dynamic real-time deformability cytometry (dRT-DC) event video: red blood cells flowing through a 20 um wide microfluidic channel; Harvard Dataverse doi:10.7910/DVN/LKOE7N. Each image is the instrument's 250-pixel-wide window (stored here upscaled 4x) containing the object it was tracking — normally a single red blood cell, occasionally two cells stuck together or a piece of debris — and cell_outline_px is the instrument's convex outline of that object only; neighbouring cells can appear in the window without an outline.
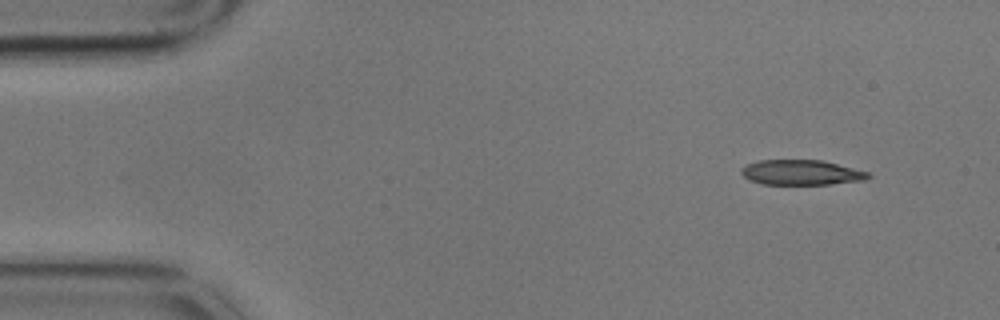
{"species": "common noctule bat (a hibernating species)", "species_latin": "Nyctalus noctula", "temperature_condition": "cold", "stored_images_in_passage": 4, "camera_frame_rate_fps": 3000, "um_per_image_px": 0.085, "animal": {"sex": "male", "body_mass_g": 17.9}, "frame": {"image": 1, "passage_image": 1, "time_ms": 0.0, "image_size_px": [1000, 320], "cell_outline_px": [[872, 176], [864, 180], [828, 184], [764, 184], [752, 180], [744, 176], [740, 172], [740, 168], [744, 164], [760, 160], [824, 160], [868, 172]], "centroid_in_image_um": [68.1, 14.65], "position_along_channel_um": 16.9, "area_um2": 18.5}}
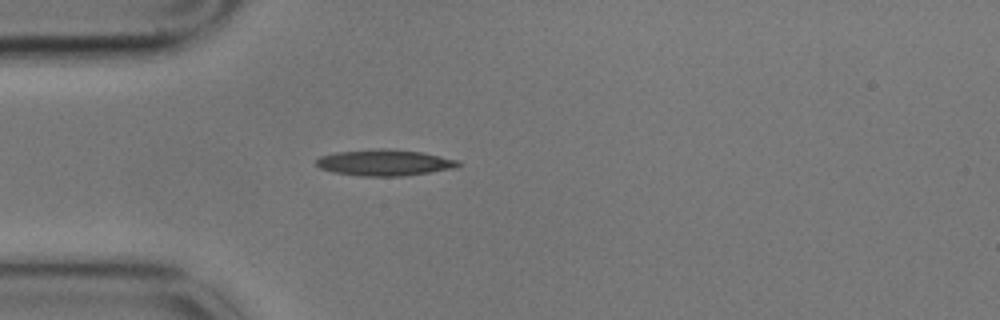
{"frame": {"image": 2, "passage_image": 4, "time_ms": 1.0, "image_size_px": [1000, 320], "cell_outline_px": [[460, 164], [456, 168], [404, 176], [360, 176], [332, 172], [320, 168], [316, 164], [316, 160], [320, 156], [336, 152], [376, 148], [388, 148], [424, 152], [460, 160]], "centroid_in_image_um": [32.71, 13.81], "position_along_channel_um": 52.3, "area_um2": 21.96}}